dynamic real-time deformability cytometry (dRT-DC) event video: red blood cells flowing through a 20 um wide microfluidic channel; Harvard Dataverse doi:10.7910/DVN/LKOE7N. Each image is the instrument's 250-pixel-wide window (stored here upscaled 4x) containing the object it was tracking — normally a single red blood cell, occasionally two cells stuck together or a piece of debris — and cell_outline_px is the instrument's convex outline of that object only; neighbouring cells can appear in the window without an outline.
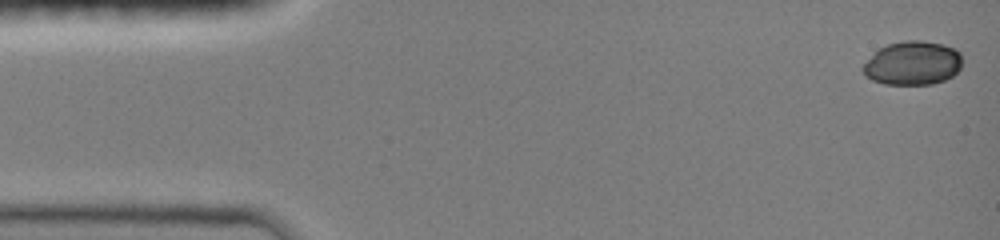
{"species": "common noctule bat (a hibernating species)", "species_latin": "Nyctalus noctula", "temperature_condition": "room temperature", "stored_images_in_passage": 26, "camera_frame_rate_fps": 3000, "um_per_image_px": 0.085, "animal": {"sex": "female", "body_mass_g": 19.0, "forearm_length_mm": 51.5}, "frame": {"image": 1, "passage_image": 1, "time_ms": 0.0, "image_size_px": [1000, 240], "cell_outline_px": [[960, 68], [952, 76], [944, 80], [932, 84], [884, 84], [872, 80], [864, 76], [860, 68], [872, 52], [888, 44], [908, 40], [920, 40], [944, 44], [956, 48], [960, 52]], "centroid_in_image_um": [77.53, 5.36], "position_along_channel_um": 7.5, "area_um2": 25.61}}
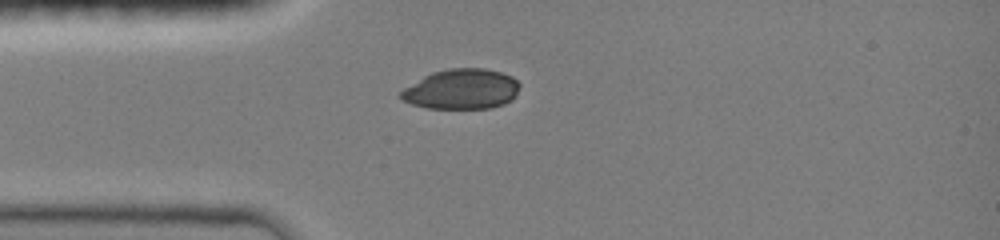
{"frame": {"image": 2, "passage_image": 18, "time_ms": 3.667, "image_size_px": [1000, 240], "cell_outline_px": [[520, 84], [516, 92], [504, 104], [492, 108], [428, 108], [412, 104], [404, 100], [400, 96], [400, 92], [404, 88], [424, 76], [432, 72], [448, 68], [484, 68], [500, 72], [512, 76]], "centroid_in_image_um": [39.22, 7.57], "position_along_channel_um": 45.8, "area_um2": 27.51}}
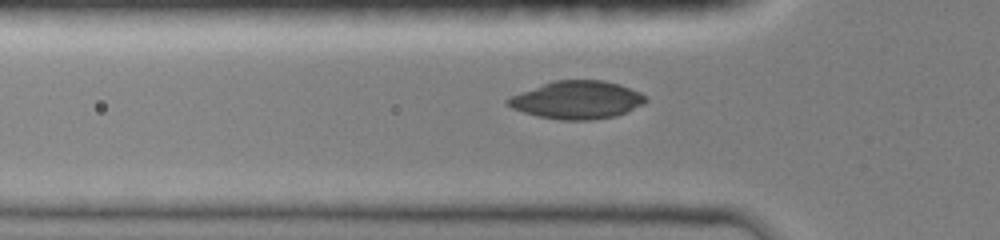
{"frame": {"image": 3, "passage_image": 22, "time_ms": 4.667, "image_size_px": [1000, 240], "cell_outline_px": [[648, 100], [644, 104], [628, 112], [616, 116], [592, 120], [560, 120], [536, 116], [512, 108], [504, 100], [508, 96], [556, 80], [604, 80], [620, 84], [640, 92]], "centroid_in_image_um": [49.06, 8.5], "position_along_channel_um": 76.7, "area_um2": 30.58}}